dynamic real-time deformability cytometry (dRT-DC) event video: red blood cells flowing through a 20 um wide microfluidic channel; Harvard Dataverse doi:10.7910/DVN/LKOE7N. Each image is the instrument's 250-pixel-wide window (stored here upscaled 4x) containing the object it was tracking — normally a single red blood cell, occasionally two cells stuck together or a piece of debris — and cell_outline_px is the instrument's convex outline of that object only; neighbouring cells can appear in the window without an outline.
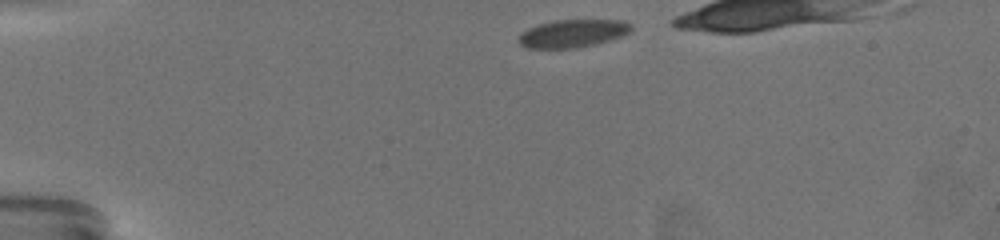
{"species": "common noctule bat (a hibernating species)", "species_latin": "Nyctalus noctula", "temperature_condition": "warm", "stored_images_in_passage": 43, "camera_frame_rate_fps": 3000, "um_per_image_px": 0.085, "animal": {"sex": "female", "body_mass_g": 19.5, "forearm_length_mm": 54.1}, "frame": {"image": 1, "passage_image": 1, "time_ms": 0.0, "image_size_px": [1000, 240], "cell_outline_px": [[632, 28], [628, 32], [620, 36], [596, 44], [572, 48], [528, 48], [520, 44], [520, 36], [528, 28], [540, 24], [556, 20], [620, 20], [628, 24]], "centroid_in_image_um": [48.66, 2.84], "position_along_channel_um": 36.3, "area_um2": 17.74}}
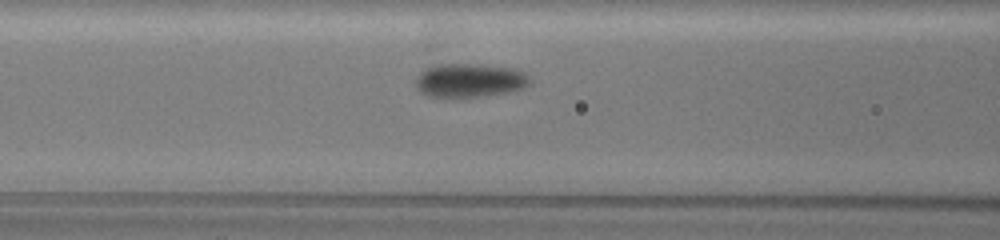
{"frame": {"image": 2, "passage_image": 15, "time_ms": 4.667, "image_size_px": [1000, 240], "cell_outline_px": [[528, 80], [520, 88], [508, 92], [480, 96], [428, 96], [420, 92], [416, 88], [416, 76], [420, 72], [428, 68], [440, 64], [472, 64], [512, 68], [520, 72]], "centroid_in_image_um": [39.8, 6.83], "position_along_channel_um": 126.8, "area_um2": 21.56}}